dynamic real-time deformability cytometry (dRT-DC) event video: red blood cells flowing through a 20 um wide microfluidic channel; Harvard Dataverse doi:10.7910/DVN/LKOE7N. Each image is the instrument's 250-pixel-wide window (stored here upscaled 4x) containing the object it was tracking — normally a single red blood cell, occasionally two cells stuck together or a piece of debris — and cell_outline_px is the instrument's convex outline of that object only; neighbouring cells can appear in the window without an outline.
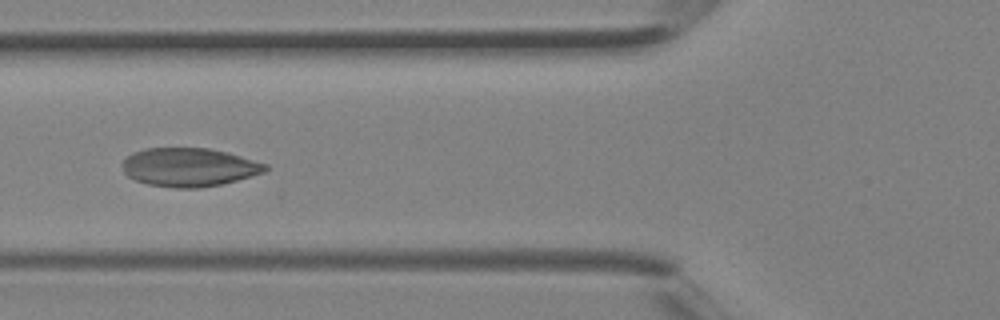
{"species": "Egyptian fruit bat (a non-hibernating species)", "species_latin": "Rousettus aegyptiacus", "temperature_condition": "room temperature", "stored_images_in_passage": 4, "camera_frame_rate_fps": 3000, "um_per_image_px": 0.085, "animal": {"sex": "female"}, "frame": {"image": 1, "passage_image": 4, "time_ms": 1.0, "image_size_px": [1000, 320], "cell_outline_px": [[268, 168], [264, 172], [236, 180], [220, 184], [196, 188], [176, 188], [148, 184], [136, 180], [128, 176], [124, 172], [124, 156], [144, 148], [208, 148], [228, 152], [268, 164]], "centroid_in_image_um": [16.07, 14.2], "position_along_channel_um": 109.7, "area_um2": 31.96}}